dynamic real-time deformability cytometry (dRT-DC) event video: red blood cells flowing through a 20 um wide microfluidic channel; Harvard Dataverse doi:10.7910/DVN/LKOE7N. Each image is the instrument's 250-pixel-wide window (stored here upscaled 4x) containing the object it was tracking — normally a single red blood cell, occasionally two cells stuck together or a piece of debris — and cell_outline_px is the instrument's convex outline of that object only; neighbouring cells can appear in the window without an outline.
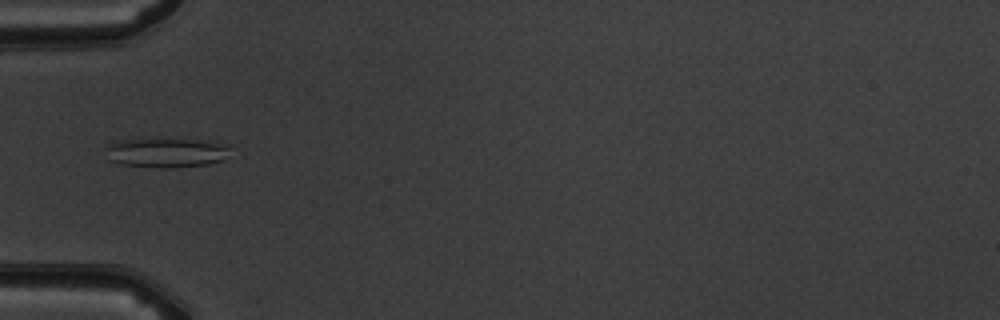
{"species": "common noctule bat (a hibernating species)", "species_latin": "Nyctalus noctula", "temperature_condition": "warm", "stored_images_in_passage": 5, "camera_frame_rate_fps": 3000, "um_per_image_px": 0.085, "animal": {"sex": "male", "body_mass_g": 19.5, "forearm_length_mm": 54.6}, "frame": {"image": 1, "passage_image": 5, "time_ms": 5.333, "image_size_px": [1000, 320], "cell_outline_px": [[232, 144], [220, 160], [208, 164], [172, 168], [168, 168], [120, 164], [108, 160], [104, 148], [108, 144], [120, 140], [192, 140]], "centroid_in_image_um": [14.06, 12.99], "position_along_channel_um": 70.9, "area_um2": 20.92}}